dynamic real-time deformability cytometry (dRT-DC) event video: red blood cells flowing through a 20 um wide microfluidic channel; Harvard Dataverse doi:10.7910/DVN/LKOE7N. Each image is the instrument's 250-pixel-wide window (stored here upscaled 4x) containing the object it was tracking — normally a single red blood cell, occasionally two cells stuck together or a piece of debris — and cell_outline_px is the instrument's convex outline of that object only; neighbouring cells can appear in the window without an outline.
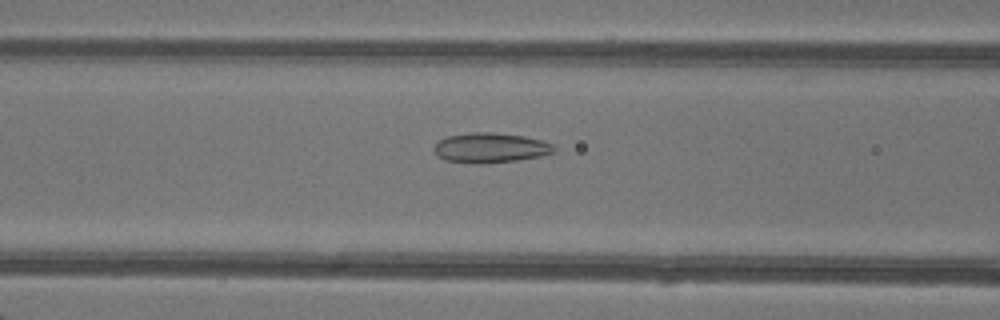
{"species": "common noctule bat (a hibernating species)", "species_latin": "Nyctalus noctula", "temperature_condition": "warm", "stored_images_in_passage": 47, "camera_frame_rate_fps": 3000, "um_per_image_px": 0.085, "animal": {"sex": "female"}, "frame": {"image": 1, "passage_image": 19, "time_ms": 6.0, "image_size_px": [1000, 320], "cell_outline_px": [[556, 152], [540, 156], [516, 160], [444, 160], [432, 148], [444, 136], [472, 132], [492, 132], [524, 136], [556, 144]], "centroid_in_image_um": [41.76, 12.49], "position_along_channel_um": 124.8, "area_um2": 19.94}}
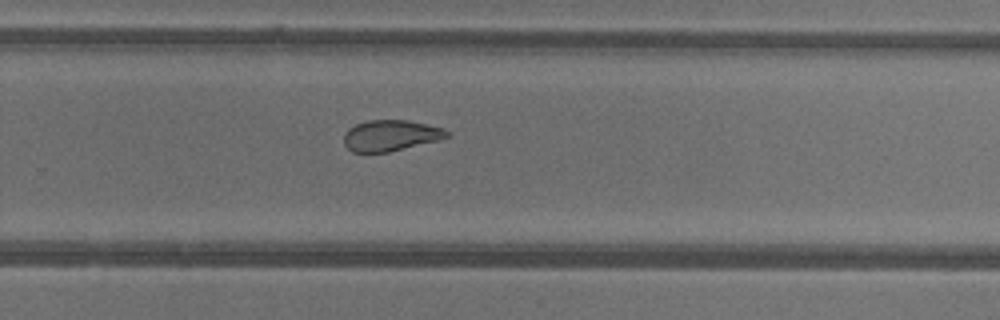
{"frame": {"image": 2, "passage_image": 31, "time_ms": 10.0, "image_size_px": [1000, 320], "cell_outline_px": [[448, 136], [440, 140], [388, 152], [352, 152], [344, 144], [344, 132], [348, 128], [356, 124], [368, 120], [408, 120], [444, 128], [448, 132]], "centroid_in_image_um": [33.19, 11.51], "position_along_channel_um": 296.6, "area_um2": 18.61}}
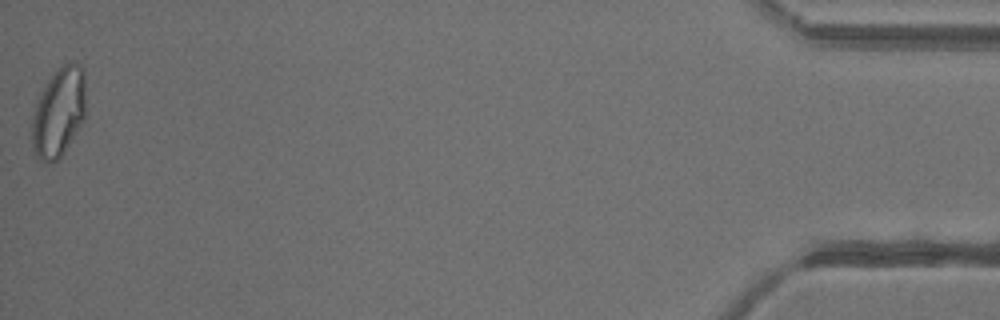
{"frame": {"image": 3, "passage_image": 47, "time_ms": 15.333, "image_size_px": [1000, 320], "cell_outline_px": [[84, 120], [64, 152], [52, 164], [44, 164], [36, 160], [32, 148], [32, 116], [36, 100], [40, 92], [48, 80], [64, 64], [72, 60], [76, 60], [84, 68]], "centroid_in_image_um": [4.96, 9.58], "position_along_channel_um": 430.2, "area_um2": 28.44}, "authors_computed_cell_mechanics": {"area_um2": 23.409, "velocity_mm_per_s": 4.2932, "shape_relaxation_time_tau1_ms": null, "shape_relaxation_time_tau2_ms": 1.7769, "deformation_change_tau1": null, "deformation_change_tau2": 0.0747}}